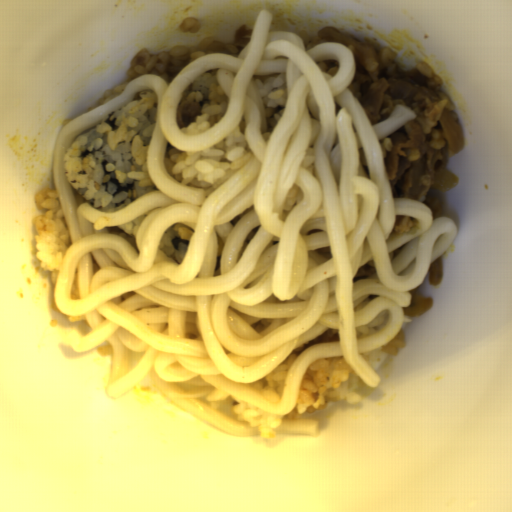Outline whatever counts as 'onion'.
I'll use <instances>...</instances> for the list:
<instances>
[{
	"instance_id": "obj_1",
	"label": "onion",
	"mask_w": 512,
	"mask_h": 512,
	"mask_svg": "<svg viewBox=\"0 0 512 512\" xmlns=\"http://www.w3.org/2000/svg\"><path fill=\"white\" fill-rule=\"evenodd\" d=\"M411 300L406 309H402L406 316L418 317L432 307L431 299L421 297L418 292L411 291Z\"/></svg>"
},
{
	"instance_id": "obj_2",
	"label": "onion",
	"mask_w": 512,
	"mask_h": 512,
	"mask_svg": "<svg viewBox=\"0 0 512 512\" xmlns=\"http://www.w3.org/2000/svg\"><path fill=\"white\" fill-rule=\"evenodd\" d=\"M459 180L457 176L450 173L446 169L439 171L430 188L435 190L448 191L454 188L458 184Z\"/></svg>"
},
{
	"instance_id": "obj_3",
	"label": "onion",
	"mask_w": 512,
	"mask_h": 512,
	"mask_svg": "<svg viewBox=\"0 0 512 512\" xmlns=\"http://www.w3.org/2000/svg\"><path fill=\"white\" fill-rule=\"evenodd\" d=\"M428 282L431 285H438L442 280V265L440 257L430 264L428 270Z\"/></svg>"
}]
</instances>
